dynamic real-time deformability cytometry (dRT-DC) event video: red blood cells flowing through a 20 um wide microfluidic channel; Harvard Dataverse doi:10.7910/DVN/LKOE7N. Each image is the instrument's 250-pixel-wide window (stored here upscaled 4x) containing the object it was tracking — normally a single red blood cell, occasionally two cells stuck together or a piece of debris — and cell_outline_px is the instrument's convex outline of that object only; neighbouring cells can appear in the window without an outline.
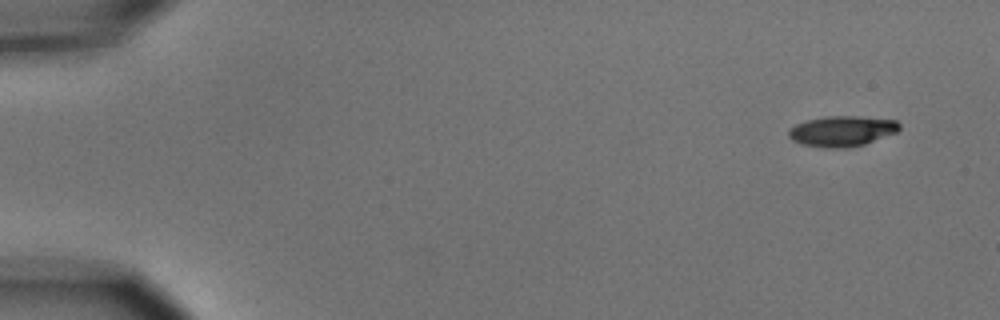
{"species": "common noctule bat (a hibernating species)", "species_latin": "Nyctalus noctula", "temperature_condition": "cold", "stored_images_in_passage": 6, "camera_frame_rate_fps": 3000, "um_per_image_px": 0.085, "animal": {"sex": "male", "body_mass_g": 15.6}, "frame": {"image": 1, "passage_image": 1, "time_ms": 0.0, "image_size_px": [1000, 320], "cell_outline_px": [[900, 128], [896, 132], [864, 144], [844, 148], [828, 148], [804, 144], [792, 140], [788, 136], [788, 128], [804, 120], [824, 116], [860, 116], [896, 120], [900, 124]], "centroid_in_image_um": [71.54, 11.13], "position_along_channel_um": 13.5, "area_um2": 19.71}}
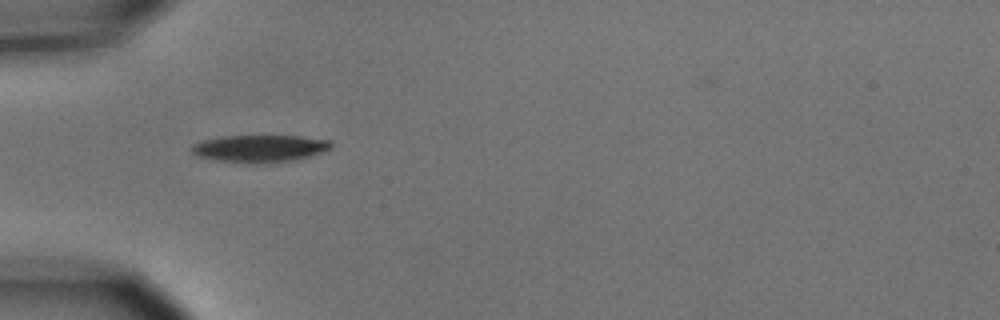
{"frame": {"image": 2, "passage_image": 5, "time_ms": 4.667, "image_size_px": [1000, 320], "cell_outline_px": [[332, 148], [308, 156], [292, 160], [220, 160], [196, 156], [188, 148], [192, 144], [204, 140], [220, 136], [300, 136], [328, 140], [332, 144]], "centroid_in_image_um": [22.03, 12.56], "position_along_channel_um": 63.0, "area_um2": 20.92}}
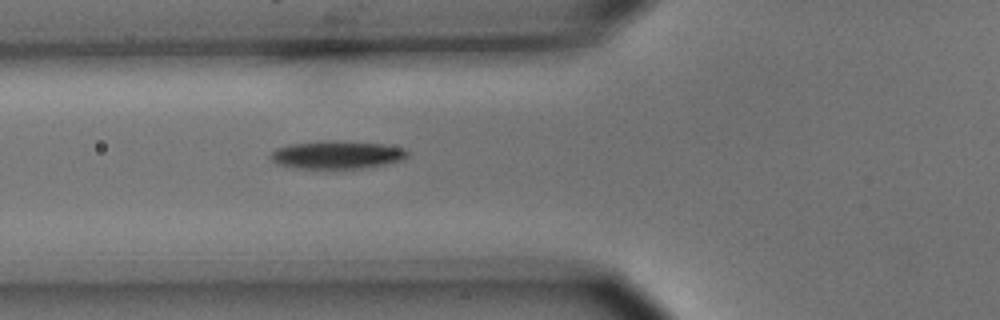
{"frame": {"image": 3, "passage_image": 6, "time_ms": 5.667, "image_size_px": [1000, 320], "cell_outline_px": [[408, 156], [404, 160], [384, 164], [360, 168], [300, 168], [276, 164], [268, 156], [276, 148], [288, 144], [316, 140], [336, 140], [384, 144], [404, 148], [408, 152]], "centroid_in_image_um": [28.61, 13.13], "position_along_channel_um": 97.2, "area_um2": 22.54}}